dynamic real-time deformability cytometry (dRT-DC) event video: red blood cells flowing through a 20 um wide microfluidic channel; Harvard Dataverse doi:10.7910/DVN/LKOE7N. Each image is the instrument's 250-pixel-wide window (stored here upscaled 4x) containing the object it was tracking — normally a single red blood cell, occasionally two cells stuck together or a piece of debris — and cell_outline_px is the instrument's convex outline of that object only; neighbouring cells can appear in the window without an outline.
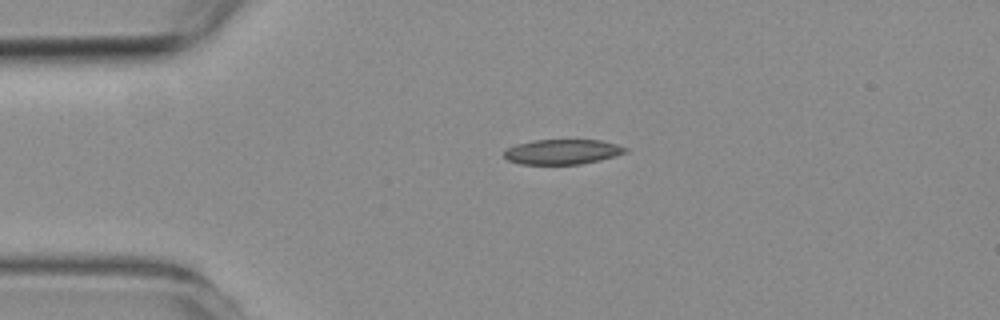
{"species": "common noctule bat (a hibernating species)", "species_latin": "Nyctalus noctula", "temperature_condition": "room temperature", "stored_images_in_passage": 43, "camera_frame_rate_fps": 3000, "um_per_image_px": 0.085, "animal": {"sex": "female", "body_mass_g": 19.3, "forearm_length_mm": 54.1}, "frame": {"image": 1, "passage_image": 1, "time_ms": 0.0, "image_size_px": [1000, 320], "cell_outline_px": [[628, 152], [600, 160], [580, 164], [520, 164], [508, 160], [504, 156], [504, 152], [508, 148], [516, 144], [532, 140], [600, 140], [616, 144], [628, 148]], "centroid_in_image_um": [47.81, 12.9], "position_along_channel_um": 37.2, "area_um2": 17.63}}
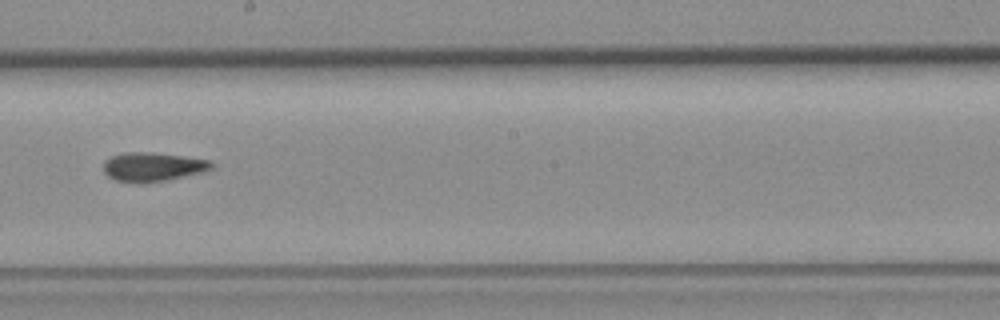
{"frame": {"image": 2, "passage_image": 19, "time_ms": 6.0, "image_size_px": [1000, 320], "cell_outline_px": [[216, 164], [212, 168], [204, 172], [144, 184], [136, 184], [116, 180], [108, 176], [104, 172], [104, 160], [112, 156], [124, 152], [152, 152], [208, 160]], "centroid_in_image_um": [12.96, 14.19], "position_along_channel_um": 235.2, "area_um2": 18.32}}
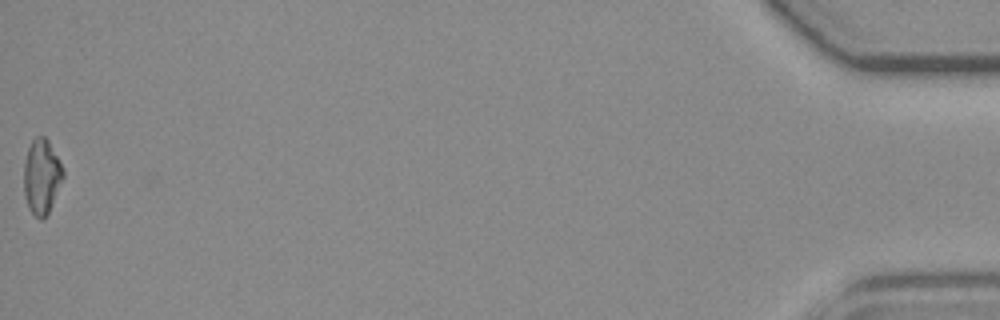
{"frame": {"image": 3, "passage_image": 43, "time_ms": 14.0, "image_size_px": [1000, 320], "cell_outline_px": [[64, 176], [48, 212], [40, 220], [28, 208], [24, 192], [24, 164], [28, 148], [32, 140], [36, 136], [44, 136], [48, 140], [64, 168]], "centroid_in_image_um": [3.54, 14.97], "position_along_channel_um": 431.7, "area_um2": 16.94}, "authors_computed_cell_mechanics": {"area_um2": 17.6868, "velocity_mm_per_s": 3.7986, "shape_relaxation_time_tau1_ms": null, "shape_relaxation_time_tau2_ms": 4.9407, "deformation_change_tau1": null, "deformation_change_tau2": 0.1389}}